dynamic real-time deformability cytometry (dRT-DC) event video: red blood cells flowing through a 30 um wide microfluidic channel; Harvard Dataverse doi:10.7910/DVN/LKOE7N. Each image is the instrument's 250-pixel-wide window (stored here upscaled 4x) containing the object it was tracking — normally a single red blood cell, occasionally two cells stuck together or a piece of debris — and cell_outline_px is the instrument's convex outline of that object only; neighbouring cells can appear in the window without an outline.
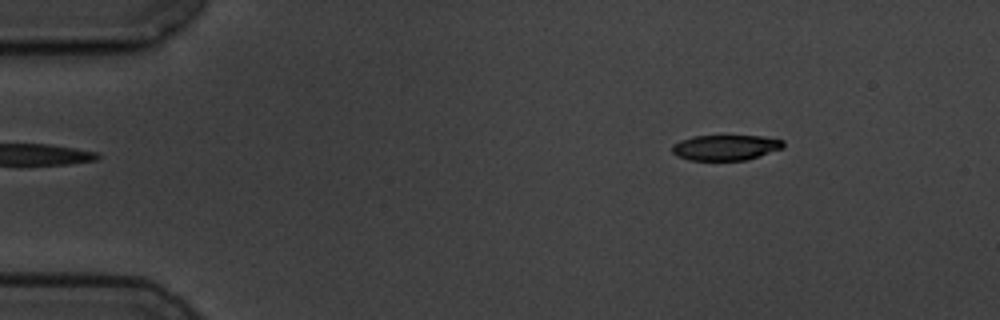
{"species": "common noctule bat (a hibernating species)", "species_latin": "Nyctalus noctula", "temperature_condition": "cold", "stored_images_in_passage": 4, "camera_frame_rate_fps": 3000, "um_per_image_px": 0.085, "animal": {"sex": "male", "body_mass_g": 19.5, "forearm_length_mm": 54.6}, "frame": {"image": 1, "passage_image": 1, "time_ms": 0.0, "image_size_px": [1000, 320], "cell_outline_px": [[784, 148], [760, 156], [744, 160], [688, 160], [676, 156], [672, 152], [672, 144], [680, 140], [692, 136], [764, 136], [784, 140]], "centroid_in_image_um": [61.67, 12.54], "position_along_channel_um": 23.3, "area_um2": 16.65}}
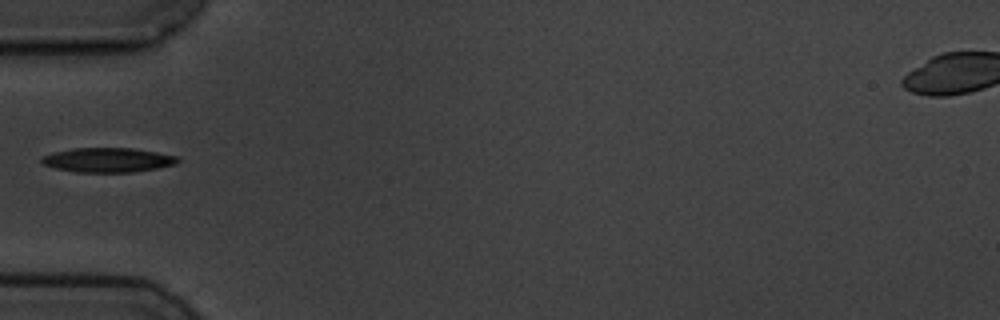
{"frame": {"image": 2, "passage_image": 4, "time_ms": 3.667, "image_size_px": [1000, 320], "cell_outline_px": [[180, 160], [176, 164], [156, 168], [132, 172], [76, 172], [56, 168], [40, 164], [40, 156], [52, 152], [72, 148], [132, 148], [156, 152], [176, 156]], "centroid_in_image_um": [9.09, 13.59], "position_along_channel_um": 75.9, "area_um2": 19.48}}